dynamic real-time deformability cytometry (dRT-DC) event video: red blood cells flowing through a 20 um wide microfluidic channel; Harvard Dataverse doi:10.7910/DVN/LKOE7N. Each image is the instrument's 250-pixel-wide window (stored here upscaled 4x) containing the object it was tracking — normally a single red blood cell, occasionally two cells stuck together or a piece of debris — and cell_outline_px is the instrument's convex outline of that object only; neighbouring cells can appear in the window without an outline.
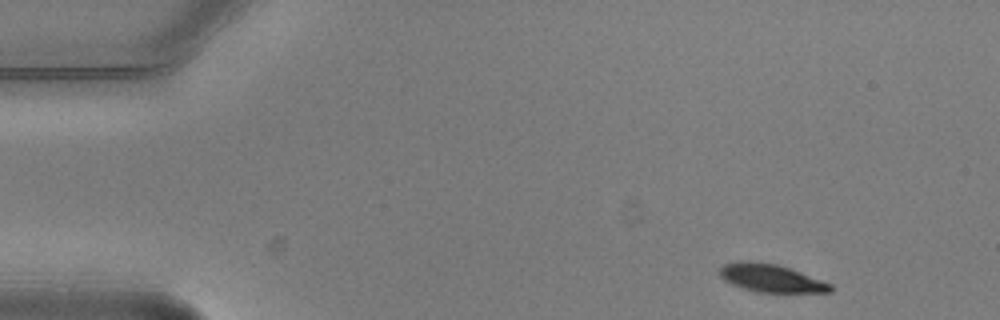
{"species": "common noctule bat (a hibernating species)", "species_latin": "Nyctalus noctula", "temperature_condition": "warm", "stored_images_in_passage": 3, "camera_frame_rate_fps": 3000, "um_per_image_px": 0.085, "animal": {"sex": "male", "body_mass_g": 20.5, "forearm_length_mm": 52.5}, "frame": {"image": 1, "passage_image": 1, "time_ms": 0.0, "image_size_px": [1000, 320], "cell_outline_px": [[832, 292], [760, 292], [744, 288], [732, 284], [724, 280], [720, 276], [720, 268], [724, 264], [740, 260], [748, 260], [776, 264], [792, 268], [832, 284]], "centroid_in_image_um": [65.55, 23.62], "position_along_channel_um": 19.5, "area_um2": 18.03}}